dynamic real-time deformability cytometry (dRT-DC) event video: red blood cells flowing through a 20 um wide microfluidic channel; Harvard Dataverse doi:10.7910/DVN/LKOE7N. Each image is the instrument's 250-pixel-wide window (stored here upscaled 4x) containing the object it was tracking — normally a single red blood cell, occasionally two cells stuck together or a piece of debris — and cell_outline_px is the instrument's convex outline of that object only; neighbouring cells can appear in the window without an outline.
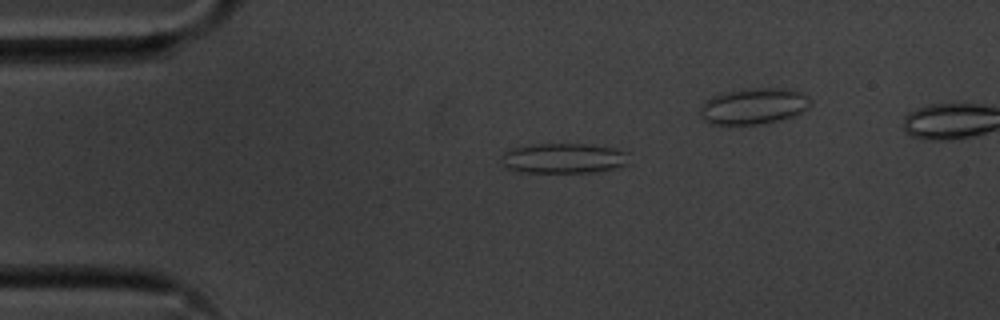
{"species": "common noctule bat (a hibernating species)", "species_latin": "Nyctalus noctula", "temperature_condition": "cold", "stored_images_in_passage": 36, "segment_of_instrument_passage": [1, 2], "camera_frame_rate_fps": 3000, "um_per_image_px": 0.085, "animal": {"sex": "male", "body_mass_g": 20.1, "forearm_length_mm": 53.5}, "frame": {"image": 1, "passage_image": 3, "time_ms": 0.667, "image_size_px": [1000, 320], "cell_outline_px": [[628, 164], [612, 168], [592, 172], [520, 172], [508, 168], [504, 164], [500, 152], [508, 148], [536, 144], [588, 144], [612, 148], [628, 152]], "centroid_in_image_um": [47.86, 13.44], "position_along_channel_um": 37.1, "area_um2": 22.37}}
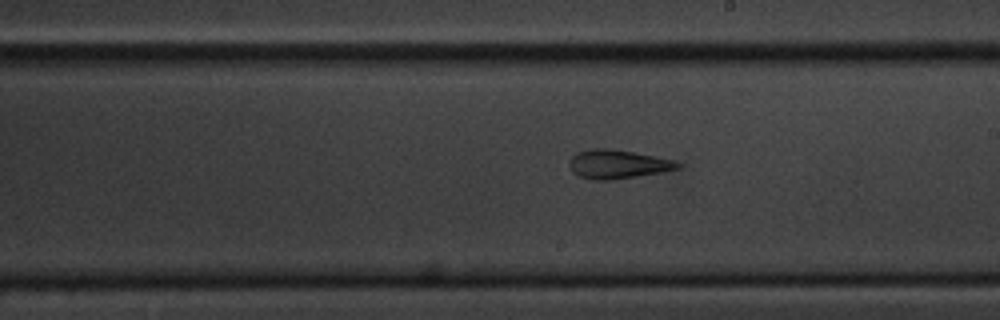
{"frame": {"image": 2, "passage_image": 22, "time_ms": 7.0, "image_size_px": [1000, 320], "cell_outline_px": [[680, 168], [660, 172], [636, 176], [608, 180], [592, 180], [580, 176], [572, 172], [568, 164], [572, 156], [576, 152], [592, 148], [608, 148], [632, 152], [672, 160], [680, 164]], "centroid_in_image_um": [52.43, 13.95], "position_along_channel_um": 236.6, "area_um2": 17.92}}
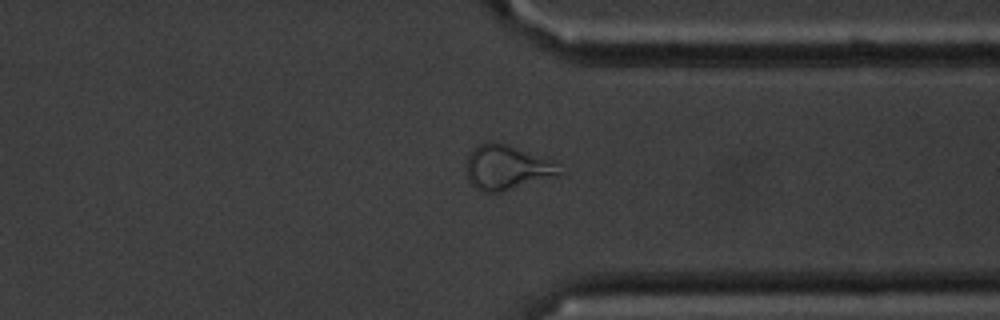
{"frame": {"image": 3, "passage_image": 33, "time_ms": 10.667, "image_size_px": [1000, 320], "cell_outline_px": [[564, 172], [556, 176], [500, 192], [480, 192], [468, 180], [464, 164], [468, 156], [476, 144], [492, 140], [508, 144], [556, 160]], "centroid_in_image_um": [43.08, 14.2], "position_along_channel_um": 368.3, "area_um2": 24.91}}